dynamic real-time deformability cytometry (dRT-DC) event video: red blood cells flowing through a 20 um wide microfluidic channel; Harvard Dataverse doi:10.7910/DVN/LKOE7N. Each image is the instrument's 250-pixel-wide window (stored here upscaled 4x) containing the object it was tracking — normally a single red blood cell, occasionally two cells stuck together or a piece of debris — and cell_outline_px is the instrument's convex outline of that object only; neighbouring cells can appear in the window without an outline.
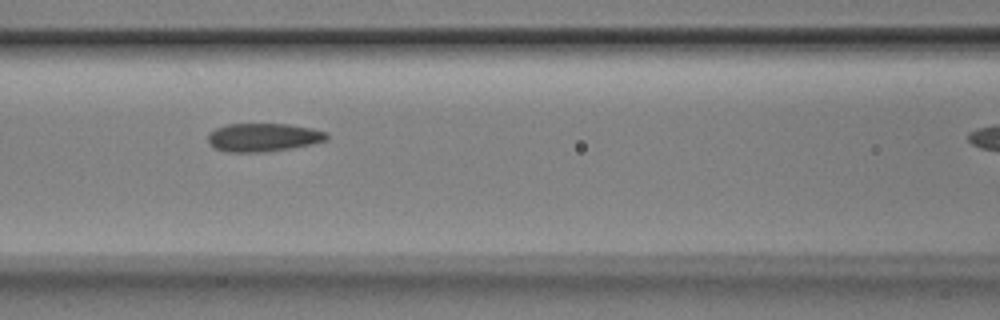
{"species": "Egyptian fruit bat (a non-hibernating species)", "species_latin": "Rousettus aegyptiacus", "temperature_condition": "room temperature", "stored_images_in_passage": 8, "camera_frame_rate_fps": 3000, "um_per_image_px": 0.085, "animal": {"sex": "male"}, "frame": {"image": 1, "passage_image": 4, "time_ms": 1.0, "image_size_px": [1000, 320], "cell_outline_px": [[328, 140], [312, 144], [292, 148], [264, 152], [224, 152], [212, 148], [208, 144], [208, 132], [216, 128], [228, 124], [288, 124], [312, 128], [328, 132]], "centroid_in_image_um": [22.36, 11.68], "position_along_channel_um": 144.2, "area_um2": 19.94}}
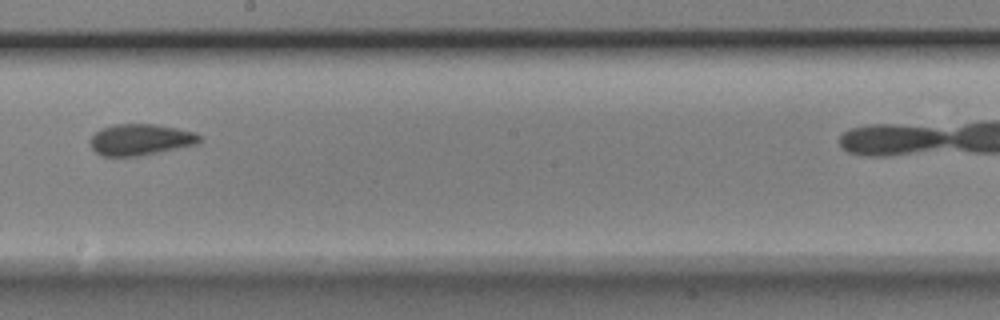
{"frame": {"image": 2, "passage_image": 6, "time_ms": 1.667, "image_size_px": [1000, 320], "cell_outline_px": [[200, 144], [140, 156], [100, 156], [88, 144], [88, 140], [100, 128], [116, 124], [156, 124], [196, 132], [200, 136]], "centroid_in_image_um": [11.93, 11.87], "position_along_channel_um": 236.3, "area_um2": 20.23}}
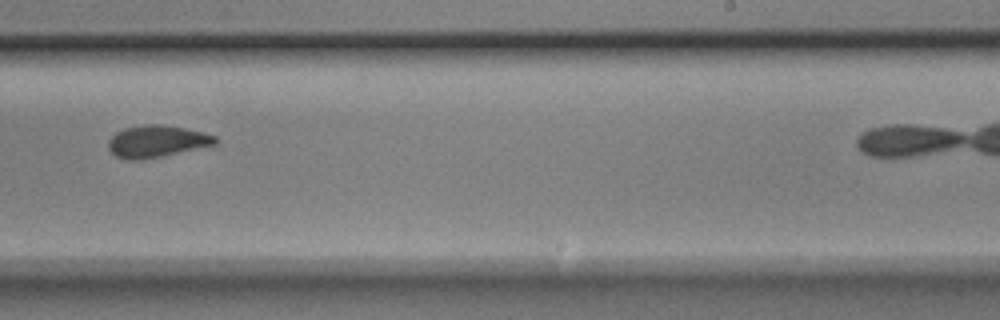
{"frame": {"image": 3, "passage_image": 7, "time_ms": 2.0, "image_size_px": [1000, 320], "cell_outline_px": [[220, 140], [216, 144], [160, 156], [140, 160], [128, 160], [116, 156], [108, 148], [108, 140], [116, 132], [124, 128], [148, 124], [160, 124], [184, 128], [204, 132], [216, 136]], "centroid_in_image_um": [13.32, 12.0], "position_along_channel_um": 275.7, "area_um2": 19.77}}